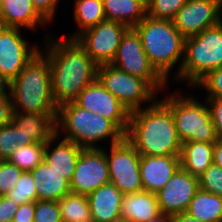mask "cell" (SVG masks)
Returning <instances> with one entry per match:
<instances>
[{"label": "cell", "instance_id": "1", "mask_svg": "<svg viewBox=\"0 0 222 222\" xmlns=\"http://www.w3.org/2000/svg\"><path fill=\"white\" fill-rule=\"evenodd\" d=\"M45 41L47 48L41 52L49 61L52 95L59 107L74 101L97 78L98 65L75 39L48 37Z\"/></svg>", "mask_w": 222, "mask_h": 222}, {"label": "cell", "instance_id": "2", "mask_svg": "<svg viewBox=\"0 0 222 222\" xmlns=\"http://www.w3.org/2000/svg\"><path fill=\"white\" fill-rule=\"evenodd\" d=\"M125 138L140 156H170L181 152L182 143L171 110L161 100L130 112Z\"/></svg>", "mask_w": 222, "mask_h": 222}, {"label": "cell", "instance_id": "3", "mask_svg": "<svg viewBox=\"0 0 222 222\" xmlns=\"http://www.w3.org/2000/svg\"><path fill=\"white\" fill-rule=\"evenodd\" d=\"M8 93L13 111L37 114H57L51 90V73L48 58L41 50L9 82ZM19 109V110H18Z\"/></svg>", "mask_w": 222, "mask_h": 222}, {"label": "cell", "instance_id": "4", "mask_svg": "<svg viewBox=\"0 0 222 222\" xmlns=\"http://www.w3.org/2000/svg\"><path fill=\"white\" fill-rule=\"evenodd\" d=\"M56 128L57 134L65 133L63 139L76 143L82 149H101L96 146L97 142L110 138L112 145L125 137L112 121L83 109L74 101L58 107Z\"/></svg>", "mask_w": 222, "mask_h": 222}, {"label": "cell", "instance_id": "5", "mask_svg": "<svg viewBox=\"0 0 222 222\" xmlns=\"http://www.w3.org/2000/svg\"><path fill=\"white\" fill-rule=\"evenodd\" d=\"M134 29L140 36L143 50L151 64L166 80L175 64L182 60L175 73L176 77L184 59L185 38L173 21L154 19L147 15Z\"/></svg>", "mask_w": 222, "mask_h": 222}, {"label": "cell", "instance_id": "6", "mask_svg": "<svg viewBox=\"0 0 222 222\" xmlns=\"http://www.w3.org/2000/svg\"><path fill=\"white\" fill-rule=\"evenodd\" d=\"M222 67V21L203 32L185 39L184 59L177 81L194 87L210 71Z\"/></svg>", "mask_w": 222, "mask_h": 222}, {"label": "cell", "instance_id": "7", "mask_svg": "<svg viewBox=\"0 0 222 222\" xmlns=\"http://www.w3.org/2000/svg\"><path fill=\"white\" fill-rule=\"evenodd\" d=\"M180 94L181 92L175 91L161 101L171 110L181 143L187 141L215 143L218 139L208 106L192 96L185 97Z\"/></svg>", "mask_w": 222, "mask_h": 222}, {"label": "cell", "instance_id": "8", "mask_svg": "<svg viewBox=\"0 0 222 222\" xmlns=\"http://www.w3.org/2000/svg\"><path fill=\"white\" fill-rule=\"evenodd\" d=\"M97 79L129 112L142 109L143 103L156 101L158 92L145 79L130 75L112 64L98 66Z\"/></svg>", "mask_w": 222, "mask_h": 222}, {"label": "cell", "instance_id": "9", "mask_svg": "<svg viewBox=\"0 0 222 222\" xmlns=\"http://www.w3.org/2000/svg\"><path fill=\"white\" fill-rule=\"evenodd\" d=\"M113 66L145 79L156 91L164 90L167 80L154 68L143 50L139 34L134 28H128L120 40Z\"/></svg>", "mask_w": 222, "mask_h": 222}, {"label": "cell", "instance_id": "10", "mask_svg": "<svg viewBox=\"0 0 222 222\" xmlns=\"http://www.w3.org/2000/svg\"><path fill=\"white\" fill-rule=\"evenodd\" d=\"M110 147L109 154L105 151L110 183L123 194L144 191L140 176L141 156L134 146L124 137Z\"/></svg>", "mask_w": 222, "mask_h": 222}, {"label": "cell", "instance_id": "11", "mask_svg": "<svg viewBox=\"0 0 222 222\" xmlns=\"http://www.w3.org/2000/svg\"><path fill=\"white\" fill-rule=\"evenodd\" d=\"M127 29L122 23L105 20L79 34L75 40L98 66L111 64Z\"/></svg>", "mask_w": 222, "mask_h": 222}, {"label": "cell", "instance_id": "12", "mask_svg": "<svg viewBox=\"0 0 222 222\" xmlns=\"http://www.w3.org/2000/svg\"><path fill=\"white\" fill-rule=\"evenodd\" d=\"M107 183L110 179L105 150L83 149L70 181L71 193L87 196Z\"/></svg>", "mask_w": 222, "mask_h": 222}, {"label": "cell", "instance_id": "13", "mask_svg": "<svg viewBox=\"0 0 222 222\" xmlns=\"http://www.w3.org/2000/svg\"><path fill=\"white\" fill-rule=\"evenodd\" d=\"M74 102L83 109L109 119L126 134L130 112L97 78L79 93Z\"/></svg>", "mask_w": 222, "mask_h": 222}, {"label": "cell", "instance_id": "14", "mask_svg": "<svg viewBox=\"0 0 222 222\" xmlns=\"http://www.w3.org/2000/svg\"><path fill=\"white\" fill-rule=\"evenodd\" d=\"M19 28L0 26V76L7 82L15 79L40 50L29 47Z\"/></svg>", "mask_w": 222, "mask_h": 222}, {"label": "cell", "instance_id": "15", "mask_svg": "<svg viewBox=\"0 0 222 222\" xmlns=\"http://www.w3.org/2000/svg\"><path fill=\"white\" fill-rule=\"evenodd\" d=\"M221 13L219 0H188L172 21L186 39L218 25L222 21Z\"/></svg>", "mask_w": 222, "mask_h": 222}, {"label": "cell", "instance_id": "16", "mask_svg": "<svg viewBox=\"0 0 222 222\" xmlns=\"http://www.w3.org/2000/svg\"><path fill=\"white\" fill-rule=\"evenodd\" d=\"M198 190L199 178L180 167L156 193L161 214L176 215L186 212Z\"/></svg>", "mask_w": 222, "mask_h": 222}, {"label": "cell", "instance_id": "17", "mask_svg": "<svg viewBox=\"0 0 222 222\" xmlns=\"http://www.w3.org/2000/svg\"><path fill=\"white\" fill-rule=\"evenodd\" d=\"M180 167V155L141 156L140 176L144 191L156 194Z\"/></svg>", "mask_w": 222, "mask_h": 222}, {"label": "cell", "instance_id": "18", "mask_svg": "<svg viewBox=\"0 0 222 222\" xmlns=\"http://www.w3.org/2000/svg\"><path fill=\"white\" fill-rule=\"evenodd\" d=\"M124 194L112 183L102 185L87 199L93 222H114L121 219V205Z\"/></svg>", "mask_w": 222, "mask_h": 222}, {"label": "cell", "instance_id": "19", "mask_svg": "<svg viewBox=\"0 0 222 222\" xmlns=\"http://www.w3.org/2000/svg\"><path fill=\"white\" fill-rule=\"evenodd\" d=\"M48 21L35 9L32 0H4L0 5V26L34 30Z\"/></svg>", "mask_w": 222, "mask_h": 222}, {"label": "cell", "instance_id": "20", "mask_svg": "<svg viewBox=\"0 0 222 222\" xmlns=\"http://www.w3.org/2000/svg\"><path fill=\"white\" fill-rule=\"evenodd\" d=\"M39 201H59L71 193L70 182L44 160L30 171Z\"/></svg>", "mask_w": 222, "mask_h": 222}, {"label": "cell", "instance_id": "21", "mask_svg": "<svg viewBox=\"0 0 222 222\" xmlns=\"http://www.w3.org/2000/svg\"><path fill=\"white\" fill-rule=\"evenodd\" d=\"M59 136V134H56L45 143L44 161L70 182L73 177L76 162L83 149L72 141L62 139L61 142L59 141L56 147L51 150L50 146L59 139Z\"/></svg>", "mask_w": 222, "mask_h": 222}, {"label": "cell", "instance_id": "22", "mask_svg": "<svg viewBox=\"0 0 222 222\" xmlns=\"http://www.w3.org/2000/svg\"><path fill=\"white\" fill-rule=\"evenodd\" d=\"M57 114L13 111L12 122L35 143H46L57 134Z\"/></svg>", "mask_w": 222, "mask_h": 222}, {"label": "cell", "instance_id": "23", "mask_svg": "<svg viewBox=\"0 0 222 222\" xmlns=\"http://www.w3.org/2000/svg\"><path fill=\"white\" fill-rule=\"evenodd\" d=\"M161 214L157 195L147 191L124 194L121 219L129 222H146Z\"/></svg>", "mask_w": 222, "mask_h": 222}, {"label": "cell", "instance_id": "24", "mask_svg": "<svg viewBox=\"0 0 222 222\" xmlns=\"http://www.w3.org/2000/svg\"><path fill=\"white\" fill-rule=\"evenodd\" d=\"M214 143L187 141L181 146L180 165L199 178L213 164Z\"/></svg>", "mask_w": 222, "mask_h": 222}, {"label": "cell", "instance_id": "25", "mask_svg": "<svg viewBox=\"0 0 222 222\" xmlns=\"http://www.w3.org/2000/svg\"><path fill=\"white\" fill-rule=\"evenodd\" d=\"M107 21L119 22L134 28L146 16V8L138 0H102Z\"/></svg>", "mask_w": 222, "mask_h": 222}, {"label": "cell", "instance_id": "26", "mask_svg": "<svg viewBox=\"0 0 222 222\" xmlns=\"http://www.w3.org/2000/svg\"><path fill=\"white\" fill-rule=\"evenodd\" d=\"M186 212L204 222H222V197L199 189Z\"/></svg>", "mask_w": 222, "mask_h": 222}, {"label": "cell", "instance_id": "27", "mask_svg": "<svg viewBox=\"0 0 222 222\" xmlns=\"http://www.w3.org/2000/svg\"><path fill=\"white\" fill-rule=\"evenodd\" d=\"M73 16L77 32L64 38L75 39L79 34L106 20L102 0H75Z\"/></svg>", "mask_w": 222, "mask_h": 222}, {"label": "cell", "instance_id": "28", "mask_svg": "<svg viewBox=\"0 0 222 222\" xmlns=\"http://www.w3.org/2000/svg\"><path fill=\"white\" fill-rule=\"evenodd\" d=\"M57 202L60 208L62 222L92 221L86 195L69 193Z\"/></svg>", "mask_w": 222, "mask_h": 222}, {"label": "cell", "instance_id": "29", "mask_svg": "<svg viewBox=\"0 0 222 222\" xmlns=\"http://www.w3.org/2000/svg\"><path fill=\"white\" fill-rule=\"evenodd\" d=\"M35 143L25 135L13 122L0 128V161L9 160L19 146Z\"/></svg>", "mask_w": 222, "mask_h": 222}, {"label": "cell", "instance_id": "30", "mask_svg": "<svg viewBox=\"0 0 222 222\" xmlns=\"http://www.w3.org/2000/svg\"><path fill=\"white\" fill-rule=\"evenodd\" d=\"M45 143L19 146L9 158V162L20 170L31 171L44 160Z\"/></svg>", "mask_w": 222, "mask_h": 222}, {"label": "cell", "instance_id": "31", "mask_svg": "<svg viewBox=\"0 0 222 222\" xmlns=\"http://www.w3.org/2000/svg\"><path fill=\"white\" fill-rule=\"evenodd\" d=\"M6 196L18 205L38 201L36 185L31 172L24 171L17 180L15 188L10 190Z\"/></svg>", "mask_w": 222, "mask_h": 222}, {"label": "cell", "instance_id": "32", "mask_svg": "<svg viewBox=\"0 0 222 222\" xmlns=\"http://www.w3.org/2000/svg\"><path fill=\"white\" fill-rule=\"evenodd\" d=\"M188 0H154L147 9V15L154 19L173 20L178 10Z\"/></svg>", "mask_w": 222, "mask_h": 222}, {"label": "cell", "instance_id": "33", "mask_svg": "<svg viewBox=\"0 0 222 222\" xmlns=\"http://www.w3.org/2000/svg\"><path fill=\"white\" fill-rule=\"evenodd\" d=\"M199 189L222 197V168L211 164L199 177Z\"/></svg>", "mask_w": 222, "mask_h": 222}, {"label": "cell", "instance_id": "34", "mask_svg": "<svg viewBox=\"0 0 222 222\" xmlns=\"http://www.w3.org/2000/svg\"><path fill=\"white\" fill-rule=\"evenodd\" d=\"M24 171L8 160L0 161V196H5L10 190L15 188L17 180Z\"/></svg>", "mask_w": 222, "mask_h": 222}, {"label": "cell", "instance_id": "35", "mask_svg": "<svg viewBox=\"0 0 222 222\" xmlns=\"http://www.w3.org/2000/svg\"><path fill=\"white\" fill-rule=\"evenodd\" d=\"M33 222H62L58 202L36 201Z\"/></svg>", "mask_w": 222, "mask_h": 222}, {"label": "cell", "instance_id": "36", "mask_svg": "<svg viewBox=\"0 0 222 222\" xmlns=\"http://www.w3.org/2000/svg\"><path fill=\"white\" fill-rule=\"evenodd\" d=\"M205 88L207 97L222 99V67L210 71L204 76L194 88Z\"/></svg>", "mask_w": 222, "mask_h": 222}, {"label": "cell", "instance_id": "37", "mask_svg": "<svg viewBox=\"0 0 222 222\" xmlns=\"http://www.w3.org/2000/svg\"><path fill=\"white\" fill-rule=\"evenodd\" d=\"M205 100H207L206 104L214 124L217 139L222 140V99L207 97Z\"/></svg>", "mask_w": 222, "mask_h": 222}, {"label": "cell", "instance_id": "38", "mask_svg": "<svg viewBox=\"0 0 222 222\" xmlns=\"http://www.w3.org/2000/svg\"><path fill=\"white\" fill-rule=\"evenodd\" d=\"M35 9L49 22L54 21L59 0H32Z\"/></svg>", "mask_w": 222, "mask_h": 222}, {"label": "cell", "instance_id": "39", "mask_svg": "<svg viewBox=\"0 0 222 222\" xmlns=\"http://www.w3.org/2000/svg\"><path fill=\"white\" fill-rule=\"evenodd\" d=\"M19 205L9 199L6 195L0 196V222H8L13 220L15 211Z\"/></svg>", "mask_w": 222, "mask_h": 222}, {"label": "cell", "instance_id": "40", "mask_svg": "<svg viewBox=\"0 0 222 222\" xmlns=\"http://www.w3.org/2000/svg\"><path fill=\"white\" fill-rule=\"evenodd\" d=\"M13 106L9 93L0 97V128L12 122Z\"/></svg>", "mask_w": 222, "mask_h": 222}, {"label": "cell", "instance_id": "41", "mask_svg": "<svg viewBox=\"0 0 222 222\" xmlns=\"http://www.w3.org/2000/svg\"><path fill=\"white\" fill-rule=\"evenodd\" d=\"M35 202L19 205L13 216V222H33Z\"/></svg>", "mask_w": 222, "mask_h": 222}, {"label": "cell", "instance_id": "42", "mask_svg": "<svg viewBox=\"0 0 222 222\" xmlns=\"http://www.w3.org/2000/svg\"><path fill=\"white\" fill-rule=\"evenodd\" d=\"M213 164L222 168V140H217L214 143Z\"/></svg>", "mask_w": 222, "mask_h": 222}, {"label": "cell", "instance_id": "43", "mask_svg": "<svg viewBox=\"0 0 222 222\" xmlns=\"http://www.w3.org/2000/svg\"><path fill=\"white\" fill-rule=\"evenodd\" d=\"M173 222H204L197 218L192 217L187 212L179 213L173 215Z\"/></svg>", "mask_w": 222, "mask_h": 222}, {"label": "cell", "instance_id": "44", "mask_svg": "<svg viewBox=\"0 0 222 222\" xmlns=\"http://www.w3.org/2000/svg\"><path fill=\"white\" fill-rule=\"evenodd\" d=\"M146 222H173V215L160 214L158 217Z\"/></svg>", "mask_w": 222, "mask_h": 222}, {"label": "cell", "instance_id": "45", "mask_svg": "<svg viewBox=\"0 0 222 222\" xmlns=\"http://www.w3.org/2000/svg\"><path fill=\"white\" fill-rule=\"evenodd\" d=\"M9 82H7L2 76H0V97L8 94Z\"/></svg>", "mask_w": 222, "mask_h": 222}, {"label": "cell", "instance_id": "46", "mask_svg": "<svg viewBox=\"0 0 222 222\" xmlns=\"http://www.w3.org/2000/svg\"><path fill=\"white\" fill-rule=\"evenodd\" d=\"M145 8L146 10L150 7V5L153 3L154 0H138Z\"/></svg>", "mask_w": 222, "mask_h": 222}, {"label": "cell", "instance_id": "47", "mask_svg": "<svg viewBox=\"0 0 222 222\" xmlns=\"http://www.w3.org/2000/svg\"><path fill=\"white\" fill-rule=\"evenodd\" d=\"M114 222H129V221H126V220H123V219H119V220L114 221Z\"/></svg>", "mask_w": 222, "mask_h": 222}]
</instances>
